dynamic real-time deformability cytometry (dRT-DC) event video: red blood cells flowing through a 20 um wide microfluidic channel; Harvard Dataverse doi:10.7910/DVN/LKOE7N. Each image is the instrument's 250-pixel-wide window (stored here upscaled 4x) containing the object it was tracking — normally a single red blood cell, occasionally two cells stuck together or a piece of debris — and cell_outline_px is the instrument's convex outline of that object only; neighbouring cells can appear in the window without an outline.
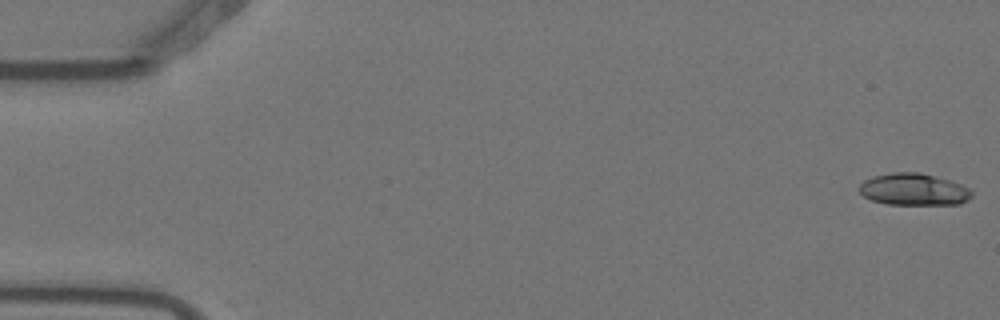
{"species": "Egyptian fruit bat (a non-hibernating species)", "species_latin": "Rousettus aegyptiacus", "temperature_condition": "warm", "stored_images_in_passage": 6, "camera_frame_rate_fps": 3000, "um_per_image_px": 0.085, "animal": {"sex": "female"}, "frame": {"image": 1, "passage_image": 1, "time_ms": 0.0, "image_size_px": [1000, 320], "cell_outline_px": [[972, 196], [968, 200], [960, 204], [888, 204], [872, 200], [864, 196], [860, 192], [860, 184], [864, 180], [872, 176], [892, 172], [920, 172], [948, 180], [960, 184], [968, 188], [972, 192]], "centroid_in_image_um": [77.66, 16.09], "position_along_channel_um": 7.3, "area_um2": 20.81}}
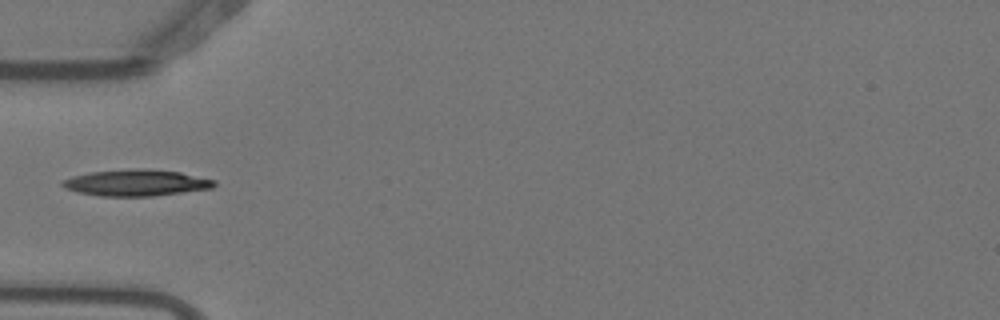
{"frame": {"image": 2, "passage_image": 6, "time_ms": 1.667, "image_size_px": [1000, 320], "cell_outline_px": [[216, 184], [212, 188], [152, 196], [100, 196], [76, 192], [64, 188], [60, 184], [64, 180], [72, 176], [92, 172], [136, 168], [144, 168], [180, 172], [216, 180]], "centroid_in_image_um": [11.57, 15.53], "position_along_channel_um": 73.4, "area_um2": 23.29}}